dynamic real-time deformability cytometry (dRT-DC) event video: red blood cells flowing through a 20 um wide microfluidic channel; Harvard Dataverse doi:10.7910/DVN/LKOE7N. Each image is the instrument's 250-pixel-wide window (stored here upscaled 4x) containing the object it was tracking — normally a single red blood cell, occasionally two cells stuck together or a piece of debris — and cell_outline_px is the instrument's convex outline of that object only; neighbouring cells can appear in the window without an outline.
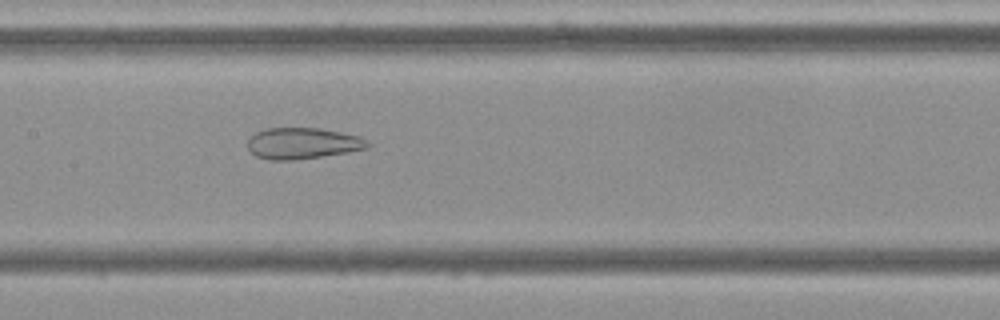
{"species": "Egyptian fruit bat (a non-hibernating species)", "species_latin": "Rousettus aegyptiacus", "temperature_condition": "cold", "stored_images_in_passage": 49, "camera_frame_rate_fps": 3000, "um_per_image_px": 0.085, "frame": {"image": 1, "passage_image": 26, "time_ms": 8.333, "image_size_px": [1000, 320], "cell_outline_px": [[372, 144], [368, 148], [348, 152], [292, 160], [268, 160], [256, 156], [248, 148], [248, 140], [256, 132], [264, 128], [320, 128], [360, 136]], "centroid_in_image_um": [25.73, 12.18], "position_along_channel_um": 181.7, "area_um2": 21.79}}
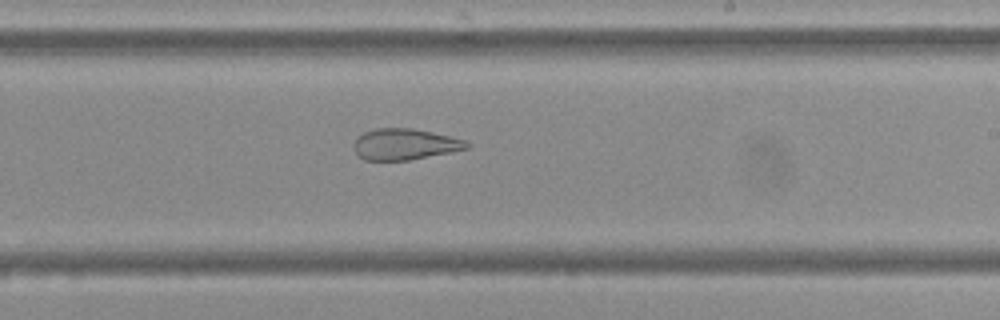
{"frame": {"image": 2, "passage_image": 32, "time_ms": 10.333, "image_size_px": [1000, 320], "cell_outline_px": [[472, 144], [468, 148], [452, 152], [408, 160], [364, 160], [352, 148], [352, 144], [364, 132], [376, 128], [412, 128], [432, 132], [464, 140]], "centroid_in_image_um": [34.4, 12.26], "position_along_channel_um": 254.6, "area_um2": 20.4}}
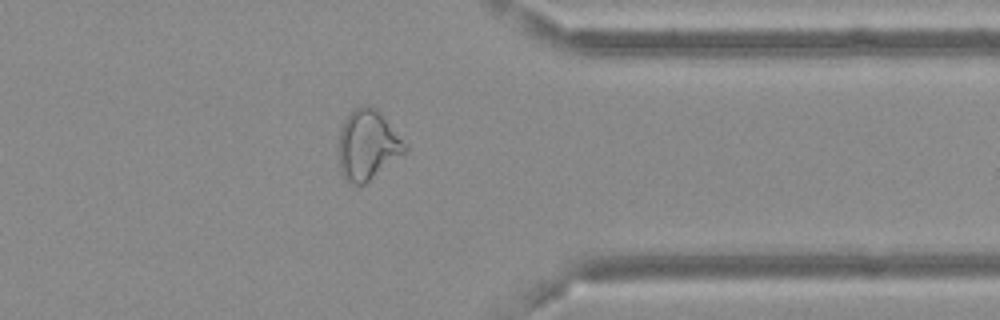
{"frame": {"image": 3, "passage_image": 43, "time_ms": 14.0, "image_size_px": [1000, 320], "cell_outline_px": [[408, 152], [364, 184], [352, 184], [344, 180], [340, 172], [340, 128], [344, 120], [360, 104], [372, 104], [384, 116], [408, 144]], "centroid_in_image_um": [31.3, 12.31], "position_along_channel_um": 380.1, "area_um2": 27.34}}